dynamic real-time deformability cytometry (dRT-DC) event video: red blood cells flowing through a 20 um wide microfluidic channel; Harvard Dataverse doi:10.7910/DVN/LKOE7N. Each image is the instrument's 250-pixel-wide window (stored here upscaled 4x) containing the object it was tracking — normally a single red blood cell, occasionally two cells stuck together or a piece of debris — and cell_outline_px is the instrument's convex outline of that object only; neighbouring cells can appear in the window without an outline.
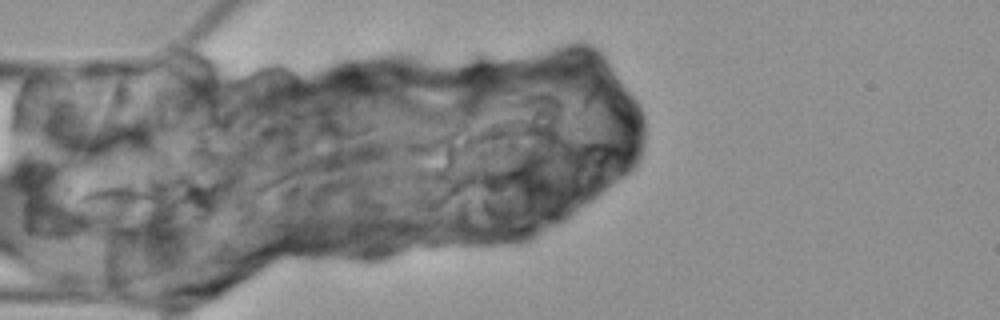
{"species": "Egyptian fruit bat (a non-hibernating species)", "species_latin": "Rousettus aegyptiacus", "temperature_condition": "cold", "stored_images_in_passage": 3, "camera_frame_rate_fps": 3000, "um_per_image_px": 0.085, "animal": {"sex": "female"}, "frame": {"image": 1, "passage_image": 2, "time_ms": 1.0, "image_size_px": [1000, 320], "cell_outline_px": [[212, 216], [192, 220], [164, 220], [88, 216], [76, 200], [88, 188], [100, 184], [196, 184], [204, 188]], "centroid_in_image_um": [12.44, 17.14], "position_along_channel_um": 72.6, "area_um2": 30.75}}